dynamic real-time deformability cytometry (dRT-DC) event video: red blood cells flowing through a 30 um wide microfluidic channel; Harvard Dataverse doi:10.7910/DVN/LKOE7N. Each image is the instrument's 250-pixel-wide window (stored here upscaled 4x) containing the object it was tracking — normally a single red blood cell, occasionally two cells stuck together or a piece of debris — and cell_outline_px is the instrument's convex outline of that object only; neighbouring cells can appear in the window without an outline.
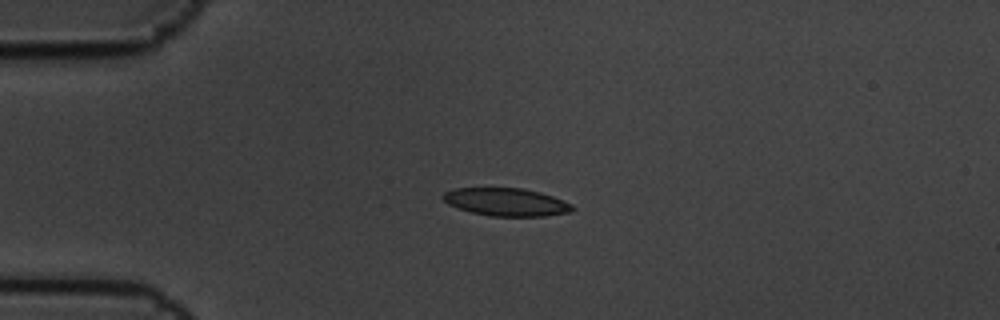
{"species": "common noctule bat (a hibernating species)", "species_latin": "Nyctalus noctula", "temperature_condition": "cold", "stored_images_in_passage": 7, "camera_frame_rate_fps": 3000, "um_per_image_px": 0.085, "animal": {"sex": "male", "body_mass_g": 19.5, "forearm_length_mm": 54.6}, "frame": {"image": 1, "passage_image": 5, "time_ms": 1.333, "image_size_px": [1000, 320], "cell_outline_px": [[576, 208], [572, 212], [544, 216], [488, 216], [472, 212], [448, 204], [440, 196], [444, 192], [456, 188], [524, 188], [540, 192], [564, 200], [572, 204]], "centroid_in_image_um": [43.06, 17.17], "position_along_channel_um": 41.9, "area_um2": 21.1}}
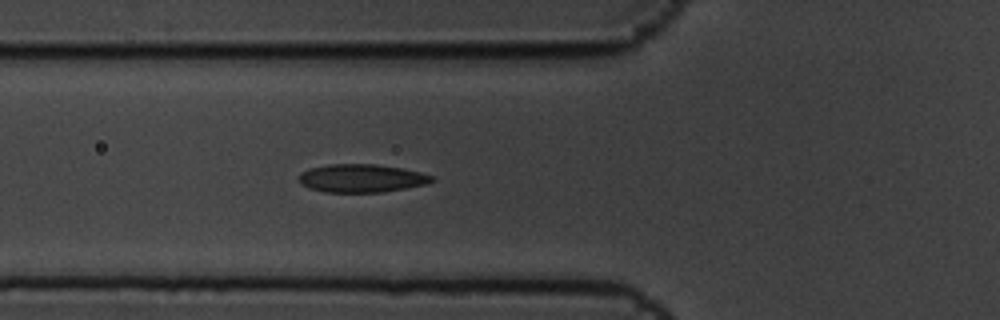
{"frame": {"image": 2, "passage_image": 7, "time_ms": 2.0, "image_size_px": [1000, 320], "cell_outline_px": [[436, 180], [428, 184], [380, 192], [324, 192], [308, 188], [300, 184], [296, 180], [300, 172], [308, 168], [328, 164], [376, 164], [400, 168], [420, 172], [436, 176]], "centroid_in_image_um": [30.69, 15.15], "position_along_channel_um": 95.1, "area_um2": 22.14}}